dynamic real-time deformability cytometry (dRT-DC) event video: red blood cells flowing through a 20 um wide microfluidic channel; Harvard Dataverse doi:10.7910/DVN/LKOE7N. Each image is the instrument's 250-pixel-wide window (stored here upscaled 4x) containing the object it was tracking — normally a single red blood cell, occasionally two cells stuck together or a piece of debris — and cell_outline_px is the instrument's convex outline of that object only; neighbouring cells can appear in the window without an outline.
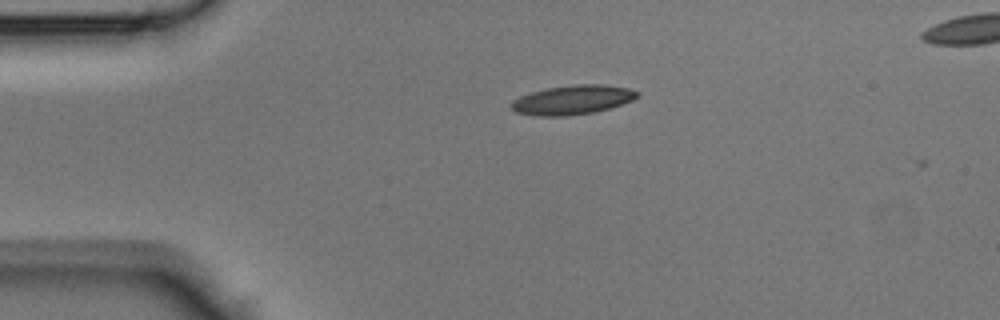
{"species": "Egyptian fruit bat (a non-hibernating species)", "species_latin": "Rousettus aegyptiacus", "temperature_condition": "room temperature", "stored_images_in_passage": 4, "camera_frame_rate_fps": 3000, "um_per_image_px": 0.085, "animal": {"sex": "male"}, "frame": {"image": 1, "passage_image": 2, "time_ms": 0.333, "image_size_px": [1000, 320], "cell_outline_px": [[640, 96], [632, 100], [608, 108], [592, 112], [568, 116], [536, 116], [516, 112], [512, 108], [512, 100], [520, 96], [532, 92], [548, 88], [576, 84], [604, 84], [628, 88], [640, 92]], "centroid_in_image_um": [48.68, 8.48], "position_along_channel_um": 36.3, "area_um2": 21.33}}